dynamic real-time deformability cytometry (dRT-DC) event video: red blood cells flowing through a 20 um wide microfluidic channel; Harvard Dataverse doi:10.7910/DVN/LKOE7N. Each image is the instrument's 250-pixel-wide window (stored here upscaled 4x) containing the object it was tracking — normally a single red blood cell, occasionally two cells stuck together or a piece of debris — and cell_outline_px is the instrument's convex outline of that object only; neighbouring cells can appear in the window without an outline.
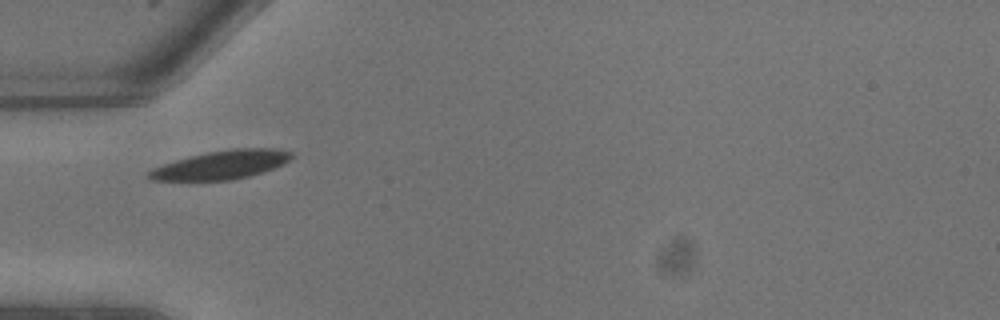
{"species": "common noctule bat (a hibernating species)", "species_latin": "Nyctalus noctula", "temperature_condition": "warm", "stored_images_in_passage": 2, "camera_frame_rate_fps": 3000, "um_per_image_px": 0.085, "animal": {"sex": "male", "body_mass_g": 13.3}, "frame": {"image": 1, "passage_image": 1, "time_ms": 0.0, "image_size_px": [1000, 320], "cell_outline_px": [[292, 156], [284, 164], [264, 172], [232, 180], [148, 180], [148, 172], [152, 168], [176, 160], [208, 152], [232, 148], [276, 148], [292, 152]], "centroid_in_image_um": [18.84, 14.01], "position_along_channel_um": 66.2, "area_um2": 23.64}}